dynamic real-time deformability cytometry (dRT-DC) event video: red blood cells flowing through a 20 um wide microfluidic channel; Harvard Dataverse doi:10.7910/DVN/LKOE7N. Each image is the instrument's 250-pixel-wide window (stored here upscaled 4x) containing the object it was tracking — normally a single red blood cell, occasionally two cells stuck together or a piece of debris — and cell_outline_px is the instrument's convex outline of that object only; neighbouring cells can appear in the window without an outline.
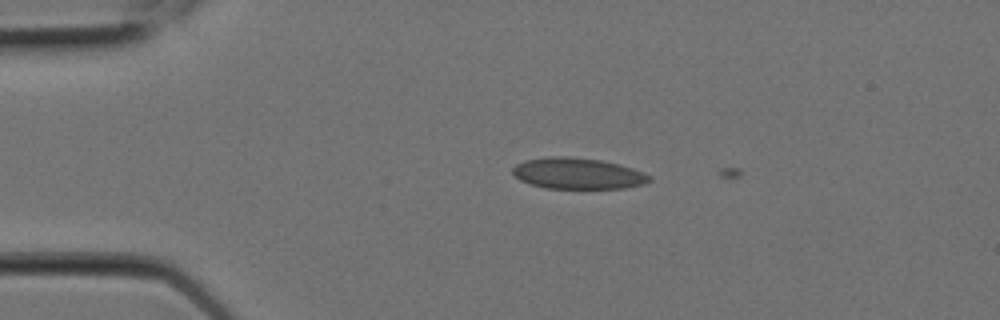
{"species": "Egyptian fruit bat (a non-hibernating species)", "species_latin": "Rousettus aegyptiacus", "temperature_condition": "room temperature", "stored_images_in_passage": 2, "camera_frame_rate_fps": 3000, "um_per_image_px": 0.085, "animal": {"sex": "female"}, "frame": {"image": 1, "passage_image": 1, "time_ms": 0.0, "image_size_px": [1000, 320], "cell_outline_px": [[652, 180], [644, 184], [624, 188], [544, 188], [520, 180], [512, 172], [512, 168], [516, 164], [524, 160], [548, 156], [572, 156], [600, 160], [620, 164], [644, 172], [652, 176]], "centroid_in_image_um": [49.13, 14.73], "position_along_channel_um": 35.9, "area_um2": 24.97}}